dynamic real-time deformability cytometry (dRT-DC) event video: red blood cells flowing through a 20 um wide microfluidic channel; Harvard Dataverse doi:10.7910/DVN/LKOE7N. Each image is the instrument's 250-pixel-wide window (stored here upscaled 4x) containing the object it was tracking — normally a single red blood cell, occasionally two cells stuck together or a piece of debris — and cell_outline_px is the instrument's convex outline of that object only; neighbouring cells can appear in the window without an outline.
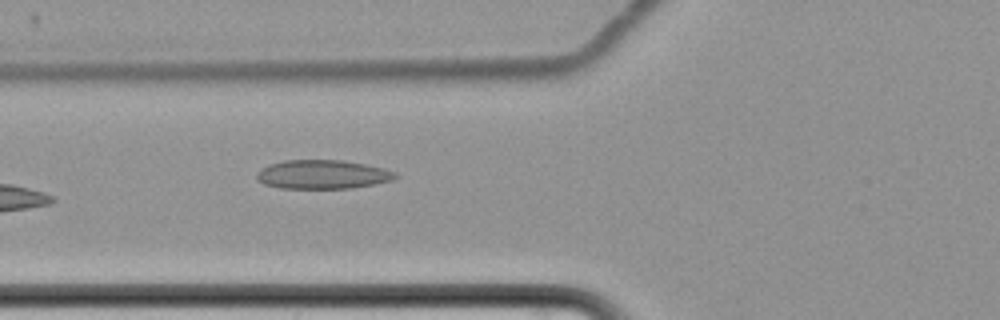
{"species": "common noctule bat (a hibernating species)", "species_latin": "Nyctalus noctula", "temperature_condition": "cold", "stored_images_in_passage": 6, "camera_frame_rate_fps": 3000, "um_per_image_px": 0.085, "animal": {"sex": "female", "body_mass_g": 22.7, "forearm_length_mm": 54.2}, "frame": {"image": 1, "passage_image": 6, "time_ms": 10.0, "image_size_px": [1000, 320], "cell_outline_px": [[396, 176], [392, 180], [352, 188], [280, 188], [264, 184], [256, 180], [256, 172], [268, 164], [284, 160], [340, 160], [364, 164], [384, 168], [396, 172]], "centroid_in_image_um": [27.36, 14.82], "position_along_channel_um": 98.4, "area_um2": 23.29}}